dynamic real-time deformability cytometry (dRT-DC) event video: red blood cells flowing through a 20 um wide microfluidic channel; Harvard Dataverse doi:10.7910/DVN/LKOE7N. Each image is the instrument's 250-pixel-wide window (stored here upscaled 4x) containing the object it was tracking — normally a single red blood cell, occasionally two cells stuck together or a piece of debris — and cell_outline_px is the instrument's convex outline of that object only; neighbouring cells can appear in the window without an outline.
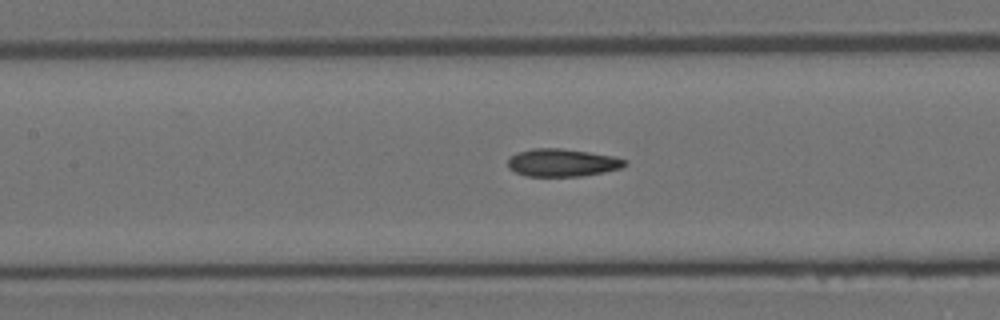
{"species": "Egyptian fruit bat (a non-hibernating species)", "species_latin": "Rousettus aegyptiacus", "temperature_condition": "room temperature", "stored_images_in_passage": 6, "segment_of_instrument_passage": [2, 2], "camera_frame_rate_fps": 3000, "um_per_image_px": 0.085, "animal": {"sex": "female"}, "frame": {"image": 1, "passage_image": 6, "time_ms": 6.667, "image_size_px": [1000, 320], "cell_outline_px": [[628, 164], [620, 168], [604, 172], [580, 176], [528, 176], [516, 172], [508, 168], [508, 156], [516, 152], [532, 148], [560, 148], [616, 156], [628, 160]], "centroid_in_image_um": [47.79, 13.81], "position_along_channel_um": 159.6, "area_um2": 19.07}}